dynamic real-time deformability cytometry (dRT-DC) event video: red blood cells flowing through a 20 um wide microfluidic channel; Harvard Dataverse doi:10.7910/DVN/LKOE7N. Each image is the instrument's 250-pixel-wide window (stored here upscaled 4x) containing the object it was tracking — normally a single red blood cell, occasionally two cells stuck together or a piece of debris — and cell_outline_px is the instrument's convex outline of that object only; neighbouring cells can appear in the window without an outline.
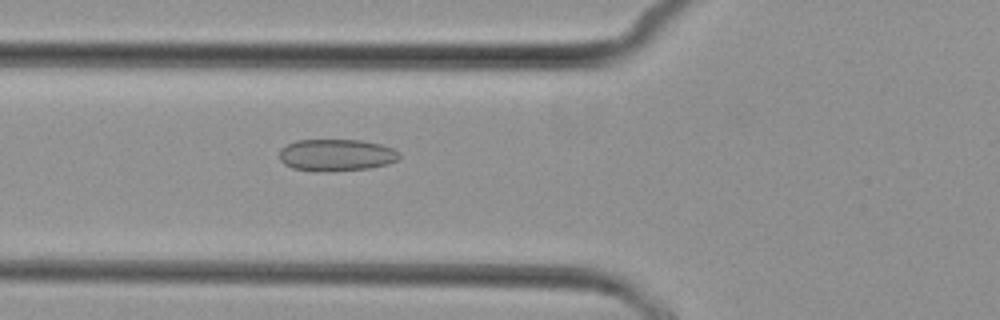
{"species": "common noctule bat (a hibernating species)", "species_latin": "Nyctalus noctula", "temperature_condition": "cold", "stored_images_in_passage": 4, "camera_frame_rate_fps": 3000, "um_per_image_px": 0.085, "animal": {"sex": "female", "body_mass_g": 29.2, "forearm_length_mm": 56.3}, "frame": {"image": 1, "passage_image": 4, "time_ms": 5.0, "image_size_px": [1000, 320], "cell_outline_px": [[400, 156], [396, 160], [388, 164], [368, 168], [328, 172], [292, 168], [284, 164], [280, 160], [280, 148], [296, 140], [360, 140], [380, 144], [392, 148], [400, 152]], "centroid_in_image_um": [28.58, 13.18], "position_along_channel_um": 97.2, "area_um2": 22.31}}